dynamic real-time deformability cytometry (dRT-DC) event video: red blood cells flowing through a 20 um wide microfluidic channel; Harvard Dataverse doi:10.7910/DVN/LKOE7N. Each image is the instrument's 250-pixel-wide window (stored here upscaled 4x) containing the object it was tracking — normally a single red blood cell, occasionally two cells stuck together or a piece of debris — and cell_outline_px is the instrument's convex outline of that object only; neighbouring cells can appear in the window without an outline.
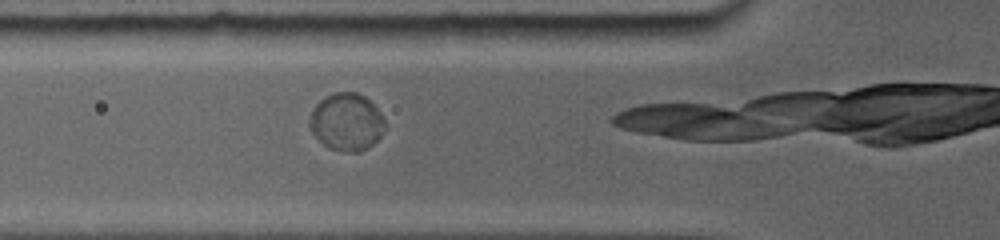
{"species": "common noctule bat (a hibernating species)", "species_latin": "Nyctalus noctula", "temperature_condition": "room temperature", "stored_images_in_passage": 13, "camera_frame_rate_fps": 5000, "um_per_image_px": 0.085, "animal": {"sex": "female", "body_mass_g": 19.0, "forearm_length_mm": 56.7}, "frame": {"image": 1, "passage_image": 3, "time_ms": 1.2, "image_size_px": [1000, 240], "cell_outline_px": [[384, 124], [380, 136], [372, 144], [360, 152], [352, 152], [332, 148], [324, 144], [312, 132], [312, 108], [324, 96], [336, 92], [356, 92], [364, 96], [376, 108], [384, 120]], "centroid_in_image_um": [29.46, 10.34], "position_along_channel_um": 96.3, "area_um2": 24.39}}
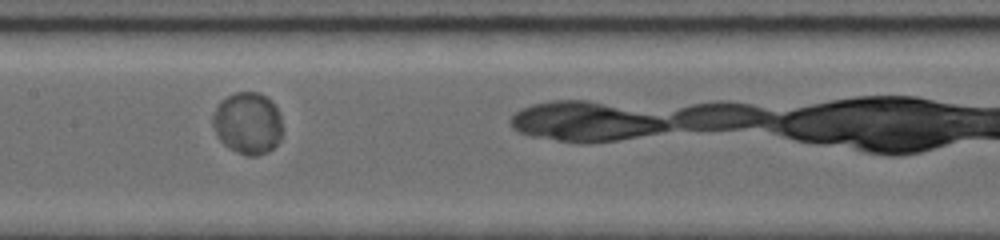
{"frame": {"image": 2, "passage_image": 8, "time_ms": 3.6, "image_size_px": [1000, 240], "cell_outline_px": [[280, 136], [276, 144], [272, 148], [256, 156], [248, 156], [224, 144], [220, 140], [212, 124], [212, 116], [220, 100], [236, 92], [260, 92], [272, 100], [280, 116]], "centroid_in_image_um": [21.03, 10.43], "position_along_channel_um": 186.4, "area_um2": 24.74}}